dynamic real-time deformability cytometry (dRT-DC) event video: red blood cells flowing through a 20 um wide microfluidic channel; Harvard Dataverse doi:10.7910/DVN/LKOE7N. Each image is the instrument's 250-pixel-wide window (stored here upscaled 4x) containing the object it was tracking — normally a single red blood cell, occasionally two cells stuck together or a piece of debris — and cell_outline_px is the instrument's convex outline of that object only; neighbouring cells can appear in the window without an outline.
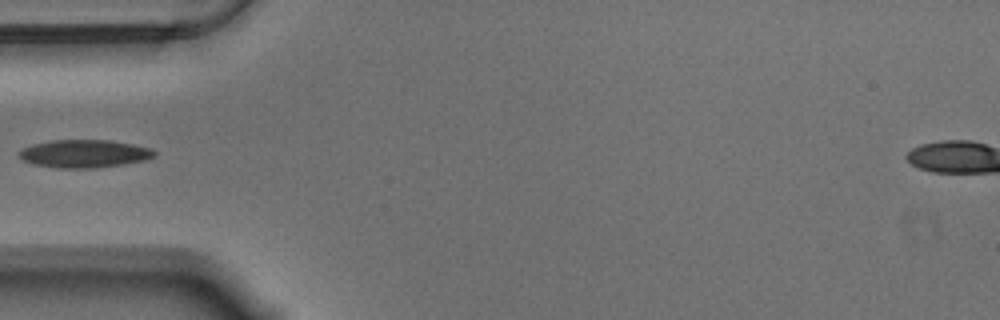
{"species": "Egyptian fruit bat (a non-hibernating species)", "species_latin": "Rousettus aegyptiacus", "temperature_condition": "warm", "stored_images_in_passage": 39, "camera_frame_rate_fps": 3000, "um_per_image_px": 0.085, "animal": {"sex": "male"}, "frame": {"image": 1, "passage_image": 1, "time_ms": 0.0, "image_size_px": [1000, 320], "cell_outline_px": [[156, 156], [148, 160], [124, 164], [96, 168], [56, 168], [32, 164], [24, 160], [20, 156], [20, 152], [24, 148], [32, 144], [52, 140], [108, 140], [132, 144], [152, 148], [156, 152]], "centroid_in_image_um": [7.22, 13.07], "position_along_channel_um": 77.8, "area_um2": 22.08}}
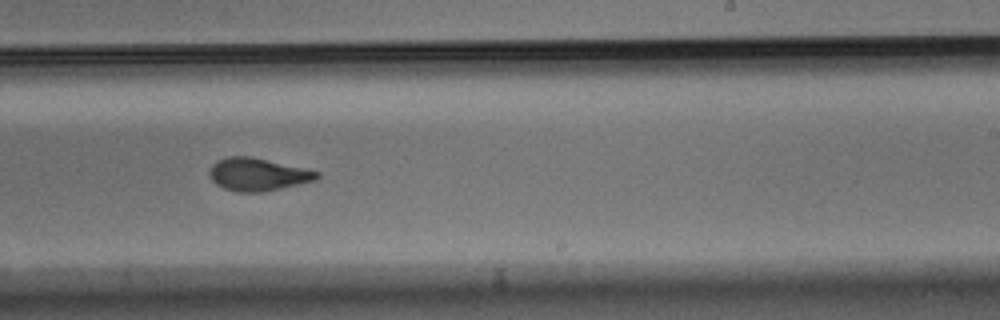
{"frame": {"image": 2, "passage_image": 17, "time_ms": 5.333, "image_size_px": [1000, 320], "cell_outline_px": [[320, 176], [316, 180], [264, 192], [236, 192], [224, 188], [216, 184], [212, 180], [208, 172], [212, 164], [216, 160], [228, 156], [252, 156], [304, 168], [320, 172]], "centroid_in_image_um": [21.89, 14.82], "position_along_channel_um": 267.1, "area_um2": 20.63}}
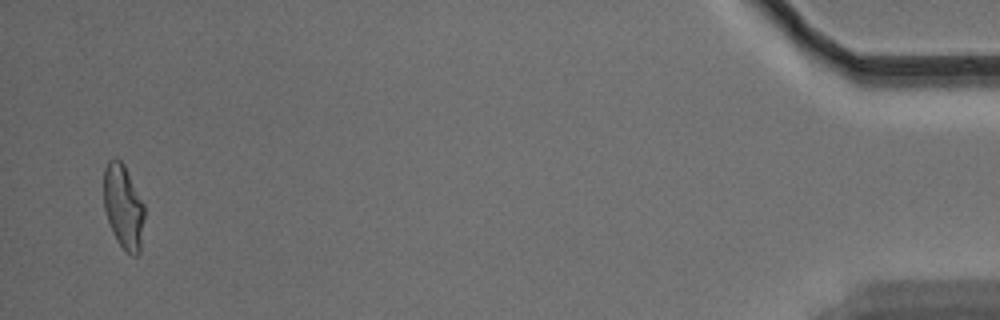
{"frame": {"image": 3, "passage_image": 38, "time_ms": 12.333, "image_size_px": [1000, 320], "cell_outline_px": [[144, 216], [140, 252], [136, 256], [132, 256], [116, 240], [112, 232], [104, 208], [104, 168], [108, 160], [120, 160], [124, 164], [144, 204]], "centroid_in_image_um": [10.49, 17.58], "position_along_channel_um": 424.7, "area_um2": 19.83}}